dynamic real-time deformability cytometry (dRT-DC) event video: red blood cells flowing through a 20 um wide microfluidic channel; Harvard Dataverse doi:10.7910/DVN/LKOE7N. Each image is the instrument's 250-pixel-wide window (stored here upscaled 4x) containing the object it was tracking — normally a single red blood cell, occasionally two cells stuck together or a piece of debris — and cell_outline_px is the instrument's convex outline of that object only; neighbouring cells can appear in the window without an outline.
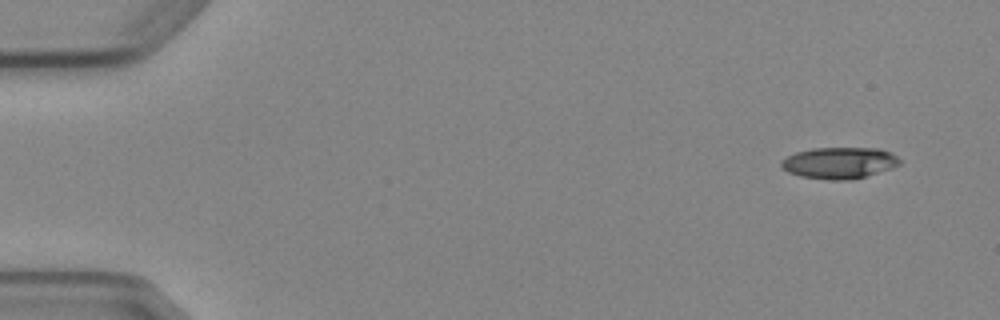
{"species": "Egyptian fruit bat (a non-hibernating species)", "species_latin": "Rousettus aegyptiacus", "temperature_condition": "cold", "stored_images_in_passage": 8, "camera_frame_rate_fps": 3000, "um_per_image_px": 0.085, "animal": {"sex": "female"}, "frame": {"image": 1, "passage_image": 1, "time_ms": 0.0, "image_size_px": [1000, 320], "cell_outline_px": [[900, 164], [892, 168], [864, 176], [848, 180], [828, 180], [800, 176], [788, 172], [780, 164], [780, 160], [796, 152], [812, 148], [880, 148], [896, 156], [900, 160]], "centroid_in_image_um": [71.32, 13.84], "position_along_channel_um": 13.7, "area_um2": 21.56}}
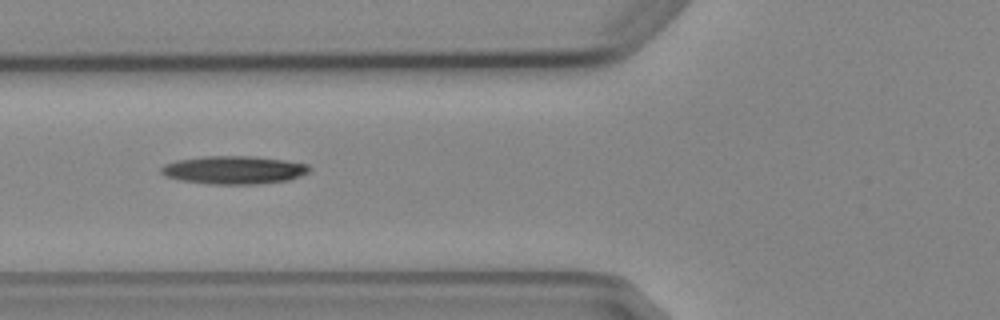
{"frame": {"image": 2, "passage_image": 6, "time_ms": 5.667, "image_size_px": [1000, 320], "cell_outline_px": [[312, 168], [308, 172], [300, 176], [288, 180], [260, 184], [208, 184], [180, 180], [164, 176], [160, 172], [160, 168], [164, 164], [176, 160], [204, 156], [252, 156], [284, 160], [308, 164]], "centroid_in_image_um": [19.86, 14.45], "position_along_channel_um": 105.9, "area_um2": 24.45}}
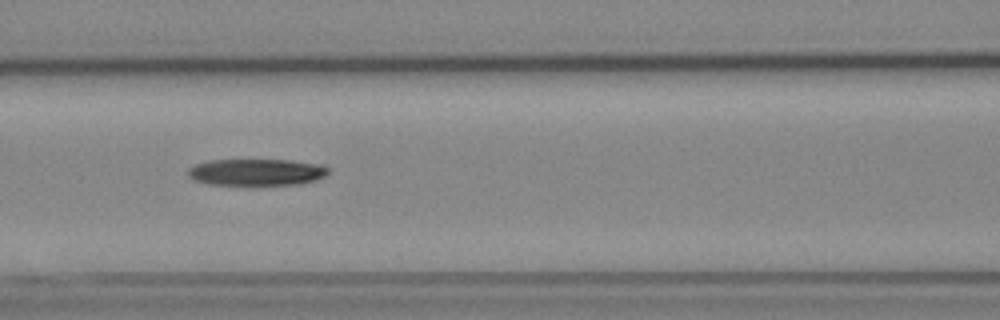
{"frame": {"image": 3, "passage_image": 7, "time_ms": 6.667, "image_size_px": [1000, 320], "cell_outline_px": [[328, 172], [324, 176], [316, 180], [300, 184], [212, 184], [192, 180], [188, 176], [188, 168], [196, 164], [208, 160], [292, 160], [324, 164], [328, 168]], "centroid_in_image_um": [21.82, 14.62], "position_along_channel_um": 144.8, "area_um2": 21.79}}